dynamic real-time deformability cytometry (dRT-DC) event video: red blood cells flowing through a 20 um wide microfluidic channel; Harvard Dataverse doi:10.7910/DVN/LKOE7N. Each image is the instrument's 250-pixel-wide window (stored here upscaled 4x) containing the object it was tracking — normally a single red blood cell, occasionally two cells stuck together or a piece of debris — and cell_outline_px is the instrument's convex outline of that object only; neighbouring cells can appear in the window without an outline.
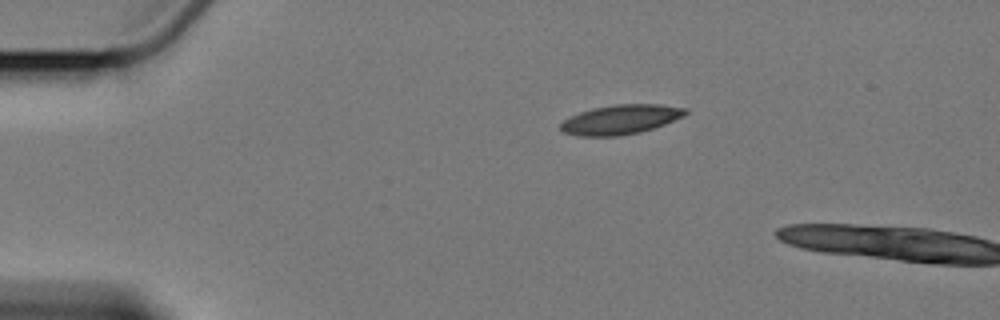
{"species": "Egyptian fruit bat (a non-hibernating species)", "species_latin": "Rousettus aegyptiacus", "temperature_condition": "cold", "stored_images_in_passage": 2, "camera_frame_rate_fps": 3000, "um_per_image_px": 0.085, "animal": {"sex": "female"}, "frame": {"image": 1, "passage_image": 1, "time_ms": 0.0, "image_size_px": [1000, 320], "cell_outline_px": [[688, 112], [684, 116], [664, 124], [640, 132], [620, 136], [580, 136], [564, 132], [560, 128], [560, 124], [564, 120], [580, 112], [592, 108], [616, 104], [660, 104], [688, 108]], "centroid_in_image_um": [52.78, 10.15], "position_along_channel_um": 32.2, "area_um2": 21.39}}